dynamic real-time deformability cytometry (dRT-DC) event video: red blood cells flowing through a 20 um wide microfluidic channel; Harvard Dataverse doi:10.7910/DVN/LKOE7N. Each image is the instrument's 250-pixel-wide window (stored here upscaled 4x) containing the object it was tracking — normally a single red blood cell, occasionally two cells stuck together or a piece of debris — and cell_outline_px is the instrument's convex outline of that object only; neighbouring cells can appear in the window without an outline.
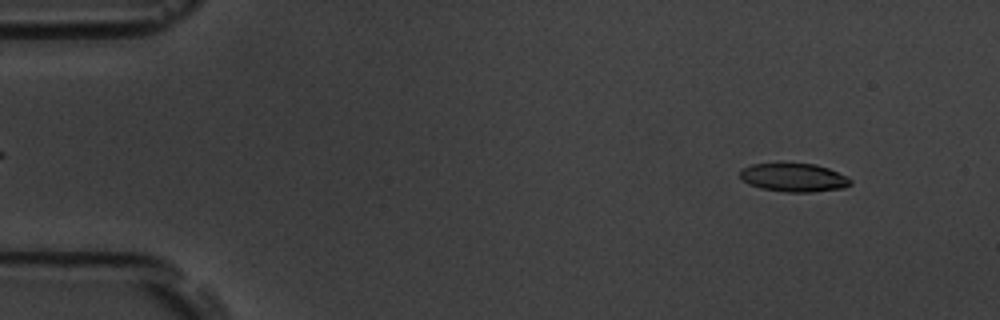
{"species": "common noctule bat (a hibernating species)", "species_latin": "Nyctalus noctula", "temperature_condition": "room temperature", "stored_images_in_passage": 54, "camera_frame_rate_fps": 3000, "um_per_image_px": 0.085, "animal": {"sex": "male", "body_mass_g": 19.5, "forearm_length_mm": 54.6}, "frame": {"image": 1, "passage_image": 5, "time_ms": 1.333, "image_size_px": [1000, 320], "cell_outline_px": [[852, 184], [844, 188], [812, 192], [784, 192], [760, 188], [748, 184], [740, 176], [740, 172], [744, 168], [752, 164], [816, 164], [828, 168], [848, 176], [852, 180]], "centroid_in_image_um": [67.52, 15.1], "position_along_channel_um": 17.5, "area_um2": 18.26}}
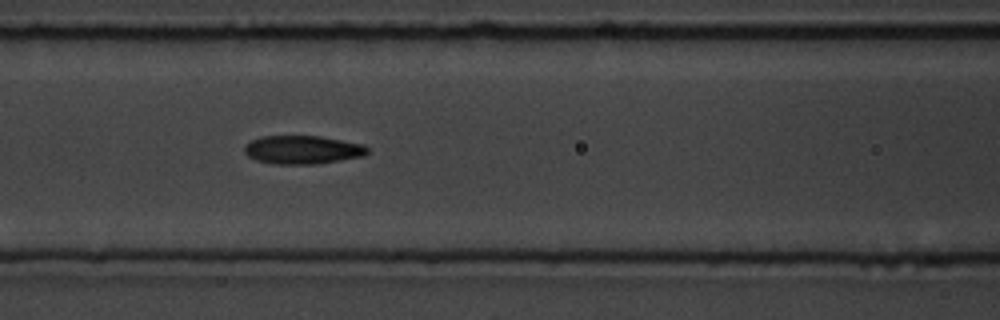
{"frame": {"image": 2, "passage_image": 23, "time_ms": 7.333, "image_size_px": [1000, 320], "cell_outline_px": [[368, 152], [364, 156], [316, 164], [272, 164], [256, 160], [248, 156], [244, 152], [244, 148], [252, 140], [260, 136], [320, 136], [364, 144], [368, 148]], "centroid_in_image_um": [25.72, 12.73], "position_along_channel_um": 140.9, "area_um2": 20.4}}
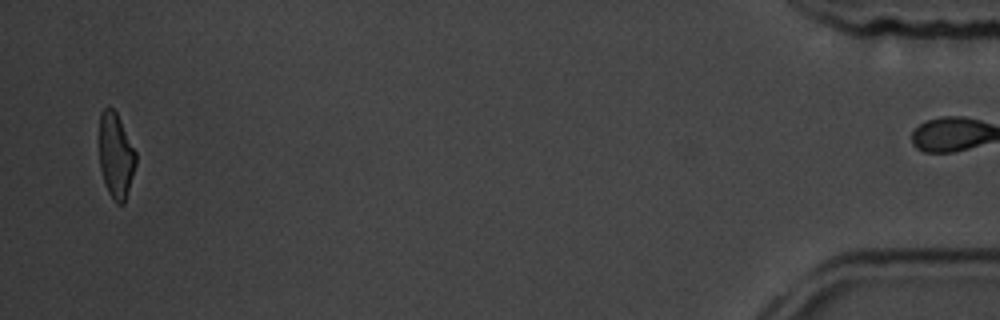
{"frame": {"image": 3, "passage_image": 53, "time_ms": 17.333, "image_size_px": [1000, 320], "cell_outline_px": [[136, 164], [124, 204], [116, 204], [112, 200], [108, 192], [100, 168], [100, 112], [108, 104], [116, 112], [136, 152]], "centroid_in_image_um": [9.85, 13.23], "position_along_channel_um": 425.4, "area_um2": 18.09}, "authors_computed_cell_mechanics": {"area_um2": 19.8832, "velocity_mm_per_s": 3.7314, "shape_relaxation_time_tau1_ms": 5.0086, "shape_relaxation_time_tau2_ms": 1.9543, "deformation_change_tau1": 0.1434, "deformation_change_tau2": 0.0946}}